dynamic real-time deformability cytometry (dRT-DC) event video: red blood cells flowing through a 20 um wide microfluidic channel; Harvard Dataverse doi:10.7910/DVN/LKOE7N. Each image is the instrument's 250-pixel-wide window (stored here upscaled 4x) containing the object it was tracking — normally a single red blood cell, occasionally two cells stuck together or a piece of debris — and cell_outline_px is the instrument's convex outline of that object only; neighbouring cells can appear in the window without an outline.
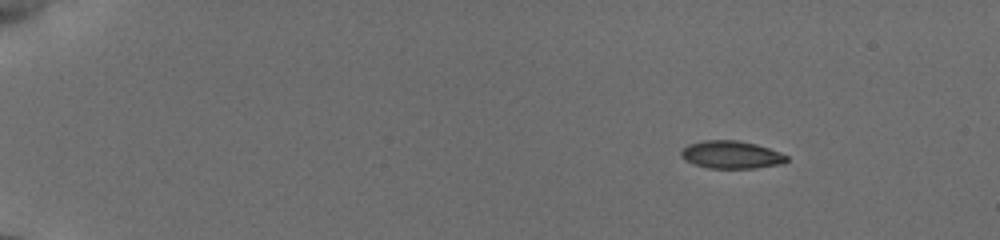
{"species": "common noctule bat (a hibernating species)", "species_latin": "Nyctalus noctula", "temperature_condition": "cold", "stored_images_in_passage": 58, "camera_frame_rate_fps": 3000, "um_per_image_px": 0.085, "animal": {"sex": "female", "body_mass_g": 19.5, "forearm_length_mm": 54.1}, "frame": {"image": 1, "passage_image": 1, "time_ms": 0.0, "image_size_px": [1000, 240], "cell_outline_px": [[788, 160], [780, 164], [756, 168], [708, 168], [684, 160], [680, 156], [680, 152], [688, 144], [704, 140], [740, 140], [756, 144], [780, 152], [788, 156]], "centroid_in_image_um": [62.15, 13.14], "position_along_channel_um": 22.8, "area_um2": 17.05}}
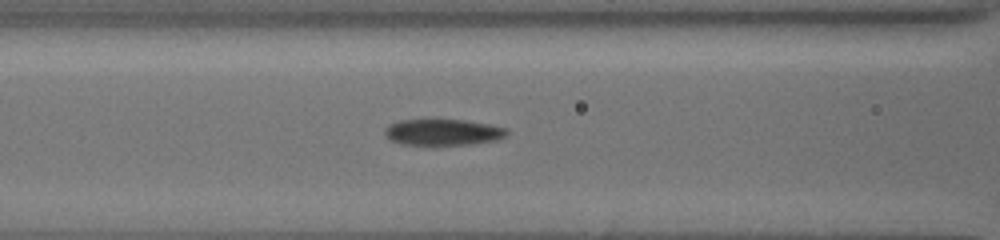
{"frame": {"image": 2, "passage_image": 35, "time_ms": 6.0, "image_size_px": [1000, 240], "cell_outline_px": [[508, 136], [500, 140], [472, 144], [432, 148], [400, 144], [384, 136], [384, 128], [400, 120], [464, 120], [488, 124], [508, 128]], "centroid_in_image_um": [37.67, 11.3], "position_along_channel_um": 128.9, "area_um2": 19.65}}
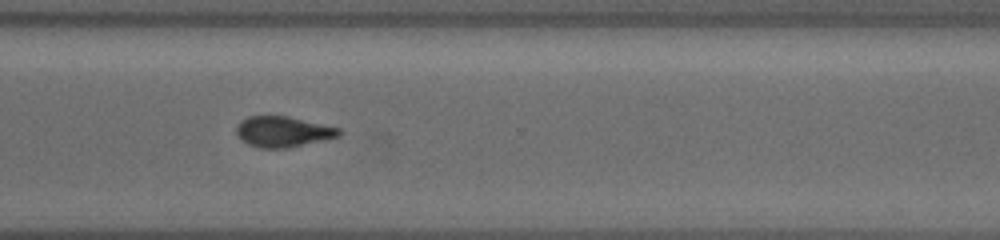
{"frame": {"image": 3, "passage_image": 57, "time_ms": 11.667, "image_size_px": [1000, 240], "cell_outline_px": [[340, 136], [288, 148], [264, 148], [248, 144], [240, 140], [236, 132], [236, 128], [240, 120], [248, 116], [288, 116], [340, 128]], "centroid_in_image_um": [24.02, 11.19], "position_along_channel_um": 346.6, "area_um2": 18.26}}